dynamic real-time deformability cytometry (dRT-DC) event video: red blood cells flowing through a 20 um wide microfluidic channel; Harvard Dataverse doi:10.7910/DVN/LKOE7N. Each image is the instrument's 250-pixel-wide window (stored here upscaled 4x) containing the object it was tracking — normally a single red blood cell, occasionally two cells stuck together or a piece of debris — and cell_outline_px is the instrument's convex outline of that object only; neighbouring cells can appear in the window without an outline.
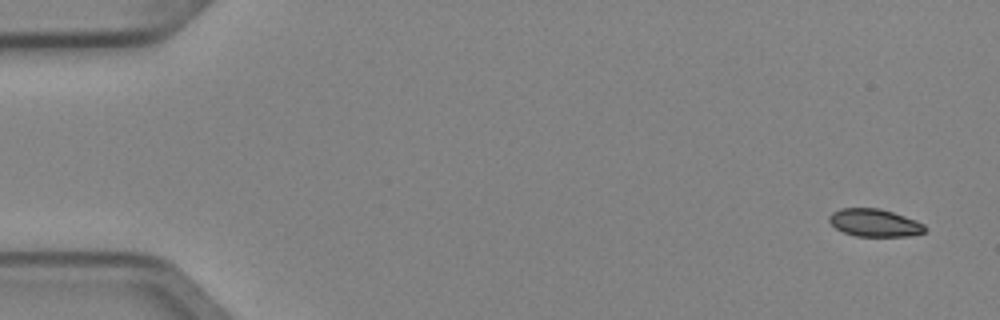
{"species": "Egyptian fruit bat (a non-hibernating species)", "species_latin": "Rousettus aegyptiacus", "temperature_condition": "cold", "stored_images_in_passage": 4, "segment_of_instrument_passage": [2, 2], "camera_frame_rate_fps": 3000, "um_per_image_px": 0.085, "animal": {"sex": "female"}, "frame": {"image": 1, "passage_image": 4, "time_ms": 1.0, "image_size_px": [1000, 320], "cell_outline_px": [[928, 228], [924, 232], [908, 236], [856, 236], [844, 232], [836, 228], [828, 220], [828, 216], [832, 212], [840, 208], [880, 208], [916, 220], [924, 224]], "centroid_in_image_um": [74.34, 18.93], "position_along_channel_um": 10.7, "area_um2": 15.43}}